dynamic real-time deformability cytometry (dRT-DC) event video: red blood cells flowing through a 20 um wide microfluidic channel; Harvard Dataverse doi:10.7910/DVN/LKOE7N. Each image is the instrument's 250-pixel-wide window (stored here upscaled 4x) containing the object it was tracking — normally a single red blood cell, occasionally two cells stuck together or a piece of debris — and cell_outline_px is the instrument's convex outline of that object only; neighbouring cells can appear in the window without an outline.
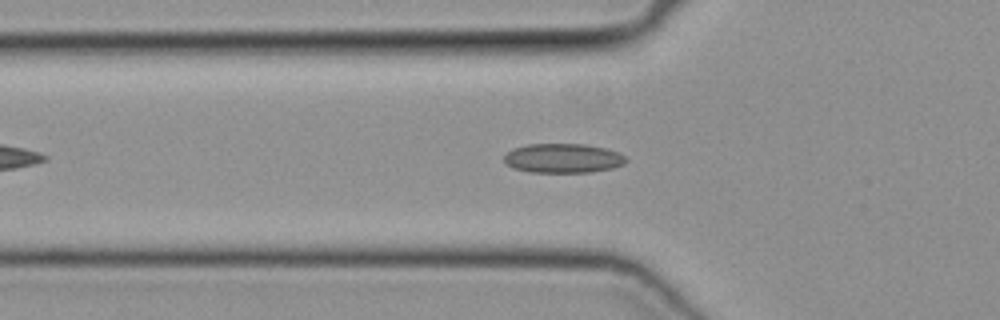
{"species": "common noctule bat (a hibernating species)", "species_latin": "Nyctalus noctula", "temperature_condition": "cold", "stored_images_in_passage": 40, "camera_frame_rate_fps": 3000, "um_per_image_px": 0.085, "animal": {"sex": "female", "body_mass_g": 19.3, "forearm_length_mm": 54.1}, "frame": {"image": 1, "passage_image": 9, "time_ms": 2.667, "image_size_px": [1000, 320], "cell_outline_px": [[628, 160], [624, 164], [612, 168], [592, 172], [528, 172], [512, 168], [504, 164], [504, 156], [512, 148], [528, 144], [584, 144], [604, 148], [620, 152]], "centroid_in_image_um": [47.83, 13.45], "position_along_channel_um": 78.0, "area_um2": 21.04}}
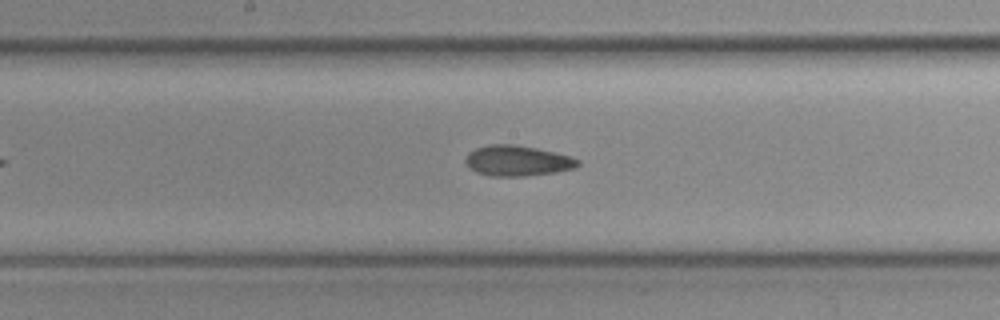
{"frame": {"image": 2, "passage_image": 18, "time_ms": 5.667, "image_size_px": [1000, 320], "cell_outline_px": [[580, 164], [576, 168], [556, 172], [524, 176], [488, 176], [476, 172], [464, 160], [468, 152], [476, 148], [488, 144], [512, 144], [536, 148], [568, 156], [580, 160]], "centroid_in_image_um": [43.97, 13.67], "position_along_channel_um": 204.2, "area_um2": 19.88}}
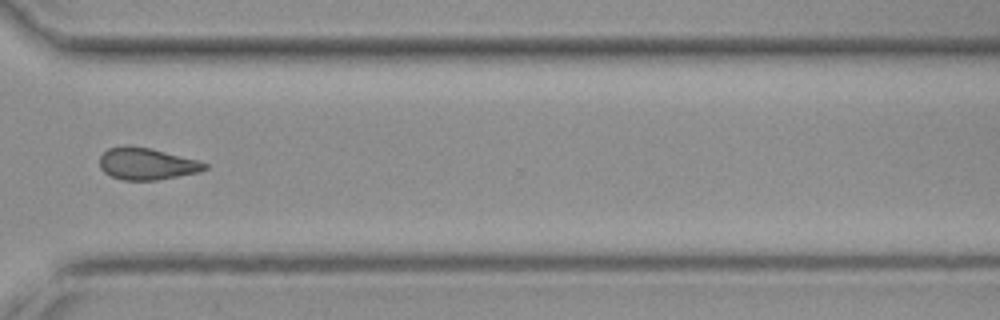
{"frame": {"image": 3, "passage_image": 29, "time_ms": 9.333, "image_size_px": [1000, 320], "cell_outline_px": [[208, 168], [200, 172], [156, 180], [120, 180], [104, 172], [100, 168], [100, 156], [108, 148], [148, 148], [196, 160], [208, 164]], "centroid_in_image_um": [12.49, 13.97], "position_along_channel_um": 358.1, "area_um2": 18.84}}